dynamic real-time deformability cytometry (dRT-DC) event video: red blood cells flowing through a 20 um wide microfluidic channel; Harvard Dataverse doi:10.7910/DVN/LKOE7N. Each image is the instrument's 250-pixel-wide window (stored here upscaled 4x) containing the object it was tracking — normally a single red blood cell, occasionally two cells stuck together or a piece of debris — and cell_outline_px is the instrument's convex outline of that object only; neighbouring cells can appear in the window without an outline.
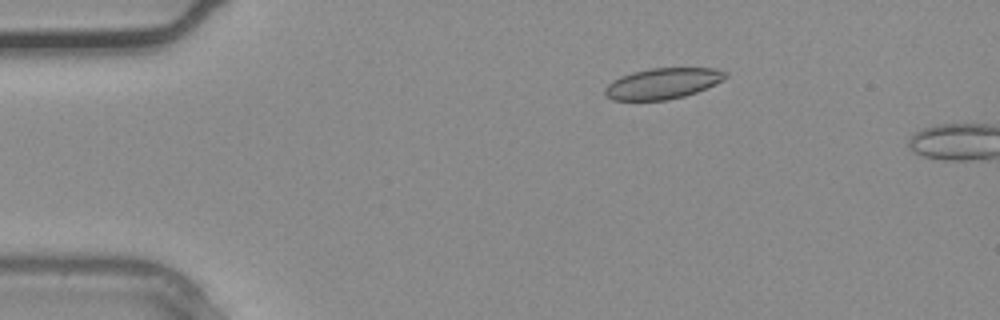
{"species": "common noctule bat (a hibernating species)", "species_latin": "Nyctalus noctula", "temperature_condition": "warm", "stored_images_in_passage": 3, "camera_frame_rate_fps": 3000, "um_per_image_px": 0.085, "animal": {"sex": "male", "body_mass_g": 20.4}, "frame": {"image": 1, "passage_image": 2, "time_ms": 0.333, "image_size_px": [1000, 320], "cell_outline_px": [[728, 76], [724, 80], [696, 92], [684, 96], [668, 100], [612, 100], [604, 92], [604, 88], [612, 80], [620, 76], [632, 72], [648, 68], [716, 68], [728, 72]], "centroid_in_image_um": [56.34, 7.08], "position_along_channel_um": 28.7, "area_um2": 21.79}}